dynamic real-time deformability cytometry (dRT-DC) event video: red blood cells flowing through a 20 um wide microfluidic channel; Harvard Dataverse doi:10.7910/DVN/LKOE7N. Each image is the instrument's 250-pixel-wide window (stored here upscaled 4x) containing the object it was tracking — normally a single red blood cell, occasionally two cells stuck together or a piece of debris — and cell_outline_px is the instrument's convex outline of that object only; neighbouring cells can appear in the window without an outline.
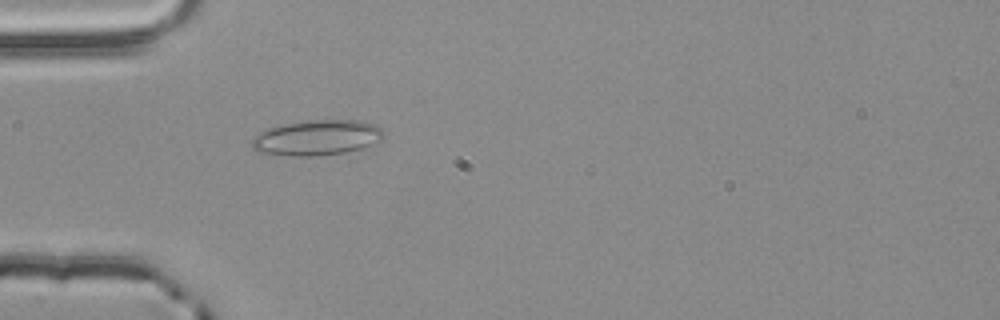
{"species": "common noctule bat (a hibernating species)", "species_latin": "Nyctalus noctula", "temperature_condition": "room temperature", "stored_images_in_passage": 1, "camera_frame_rate_fps": 3000, "um_per_image_px": 0.085, "animal": {"sex": "male", "body_mass_g": 20.4}, "frame": {"image": 1, "passage_image": 1, "time_ms": 0.0, "image_size_px": [1000, 320], "cell_outline_px": [[384, 136], [380, 140], [360, 148], [344, 152], [320, 156], [292, 156], [260, 152], [252, 148], [252, 136], [268, 128], [284, 124], [308, 120], [364, 120], [380, 128], [384, 132]], "centroid_in_image_um": [26.91, 11.7], "position_along_channel_um": 58.1, "area_um2": 27.05}}